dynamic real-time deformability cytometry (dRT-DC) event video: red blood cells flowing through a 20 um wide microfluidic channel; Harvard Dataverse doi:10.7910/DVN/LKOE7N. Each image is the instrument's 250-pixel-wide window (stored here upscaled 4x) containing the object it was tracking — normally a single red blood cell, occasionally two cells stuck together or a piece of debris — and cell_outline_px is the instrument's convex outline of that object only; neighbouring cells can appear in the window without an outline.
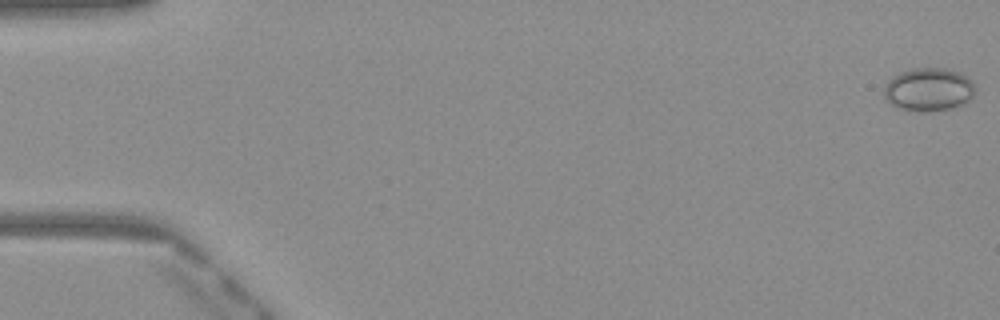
{"species": "Egyptian fruit bat (a non-hibernating species)", "species_latin": "Rousettus aegyptiacus", "temperature_condition": "warm", "stored_images_in_passage": 51, "camera_frame_rate_fps": 3000, "um_per_image_px": 0.085, "frame": {"image": 1, "passage_image": 1, "time_ms": 0.0, "image_size_px": [1000, 320], "cell_outline_px": [[976, 92], [964, 104], [952, 108], [928, 112], [920, 112], [900, 108], [884, 100], [884, 84], [892, 76], [900, 72], [912, 68], [944, 68], [956, 72], [972, 80], [976, 88]], "centroid_in_image_um": [78.91, 7.61], "position_along_channel_um": 6.1, "area_um2": 23.18}}
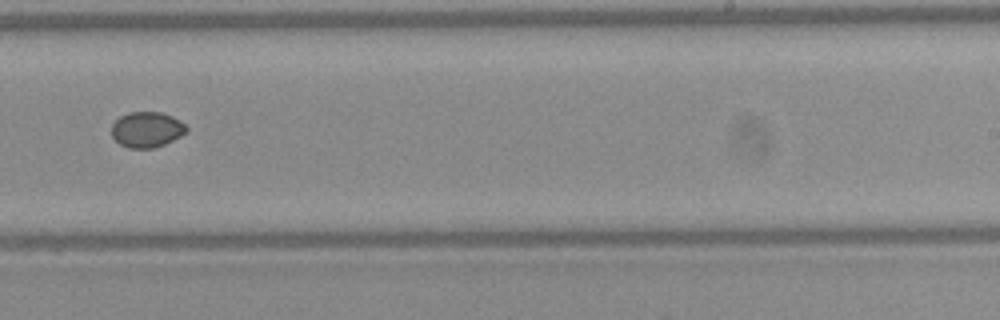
{"frame": {"image": 2, "passage_image": 32, "time_ms": 10.333, "image_size_px": [1000, 320], "cell_outline_px": [[188, 128], [180, 136], [156, 148], [128, 148], [120, 144], [112, 136], [112, 124], [120, 116], [128, 112], [160, 112], [172, 116], [180, 120]], "centroid_in_image_um": [12.46, 11.01], "position_along_channel_um": 276.5, "area_um2": 15.43}}
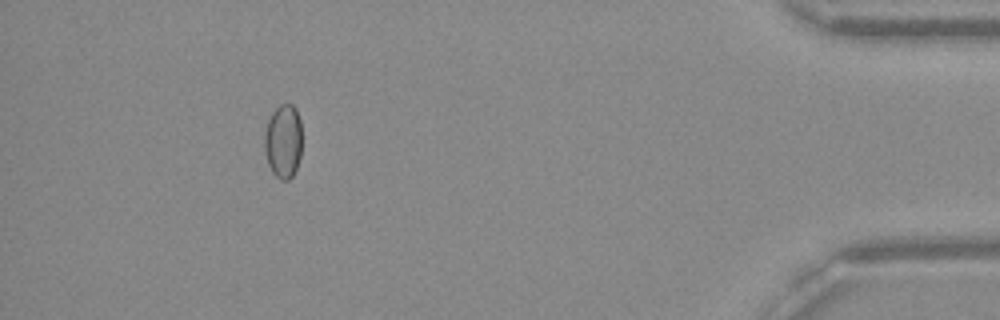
{"frame": {"image": 3, "passage_image": 46, "time_ms": 15.0, "image_size_px": [1000, 320], "cell_outline_px": [[300, 156], [296, 168], [292, 176], [288, 180], [280, 180], [272, 172], [268, 164], [264, 148], [264, 132], [268, 120], [272, 112], [280, 104], [292, 104], [296, 108], [300, 120]], "centroid_in_image_um": [24.06, 12.0], "position_along_channel_um": 411.1, "area_um2": 16.13}}